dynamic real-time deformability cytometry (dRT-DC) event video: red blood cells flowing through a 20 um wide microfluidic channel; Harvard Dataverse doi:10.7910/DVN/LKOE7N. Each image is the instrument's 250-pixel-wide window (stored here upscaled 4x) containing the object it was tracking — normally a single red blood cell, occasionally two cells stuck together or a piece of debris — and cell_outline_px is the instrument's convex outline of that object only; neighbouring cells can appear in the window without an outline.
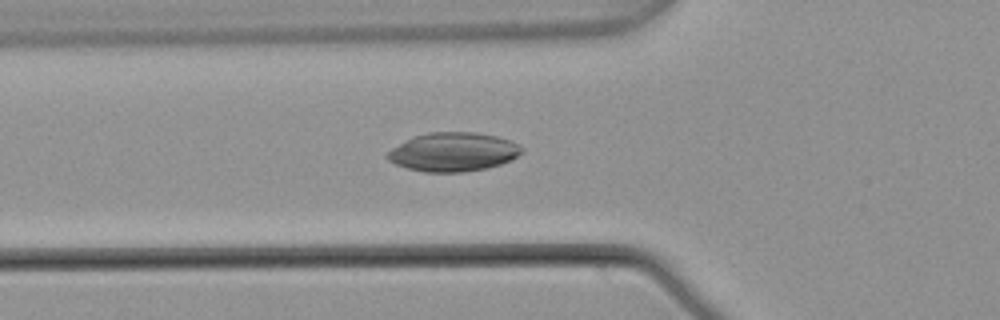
{"species": "common noctule bat (a hibernating species)", "species_latin": "Nyctalus noctula", "temperature_condition": "warm", "stored_images_in_passage": 13, "camera_frame_rate_fps": 3000, "um_per_image_px": 0.085, "animal": {"sex": "male", "body_mass_g": 21.5, "forearm_length_mm": 52.0}, "frame": {"image": 1, "passage_image": 11, "time_ms": 3.333, "image_size_px": [1000, 320], "cell_outline_px": [[524, 152], [500, 164], [488, 168], [464, 172], [424, 172], [408, 168], [396, 164], [388, 160], [384, 156], [392, 148], [412, 136], [428, 132], [476, 132], [496, 136], [508, 140], [524, 148]], "centroid_in_image_um": [38.49, 12.91], "position_along_channel_um": 87.3, "area_um2": 30.4}}